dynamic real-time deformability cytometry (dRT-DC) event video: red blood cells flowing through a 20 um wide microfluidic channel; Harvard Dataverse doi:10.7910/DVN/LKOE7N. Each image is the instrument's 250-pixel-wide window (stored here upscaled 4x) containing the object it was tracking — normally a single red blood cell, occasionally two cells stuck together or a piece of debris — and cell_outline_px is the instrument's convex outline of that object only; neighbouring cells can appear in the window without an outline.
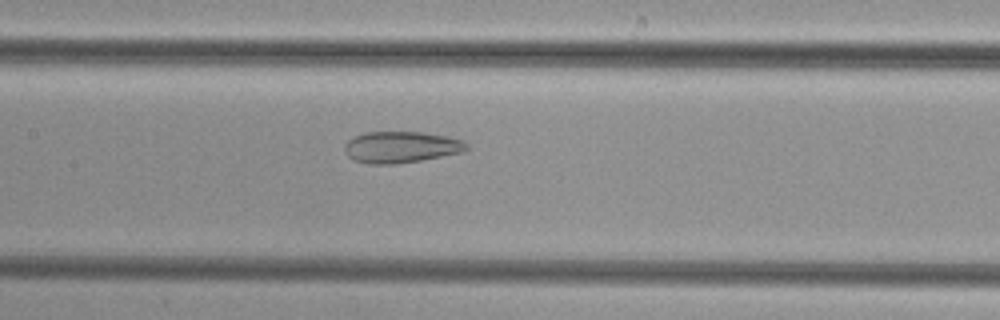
{"species": "common noctule bat (a hibernating species)", "species_latin": "Nyctalus noctula", "temperature_condition": "cold", "stored_images_in_passage": 36, "camera_frame_rate_fps": 3000, "um_per_image_px": 0.085, "animal": {"sex": "female", "body_mass_g": 29.2, "forearm_length_mm": 56.3}, "frame": {"image": 1, "passage_image": 10, "time_ms": 3.0, "image_size_px": [1000, 320], "cell_outline_px": [[468, 148], [460, 152], [420, 160], [396, 164], [368, 164], [352, 160], [344, 152], [344, 144], [348, 140], [356, 136], [368, 132], [424, 132], [448, 136], [464, 140], [468, 144]], "centroid_in_image_um": [34.06, 12.5], "position_along_channel_um": 173.3, "area_um2": 22.37}}
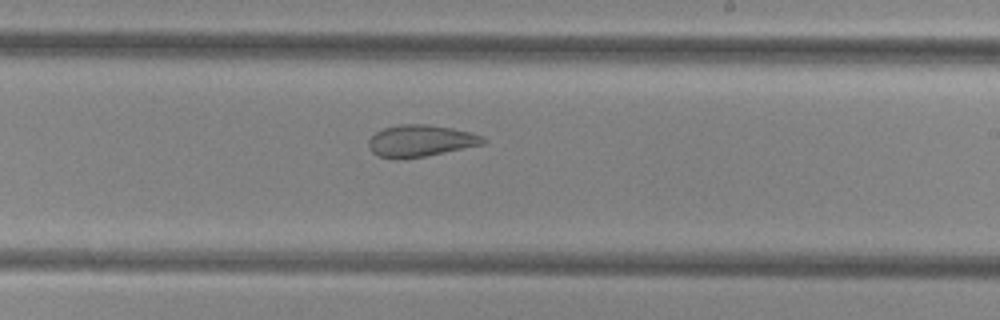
{"frame": {"image": 2, "passage_image": 16, "time_ms": 5.0, "image_size_px": [1000, 320], "cell_outline_px": [[488, 140], [484, 144], [424, 156], [380, 156], [372, 152], [368, 148], [368, 140], [376, 132], [384, 128], [400, 124], [428, 124], [452, 128], [472, 132], [484, 136]], "centroid_in_image_um": [35.81, 11.92], "position_along_channel_um": 253.2, "area_um2": 20.69}}
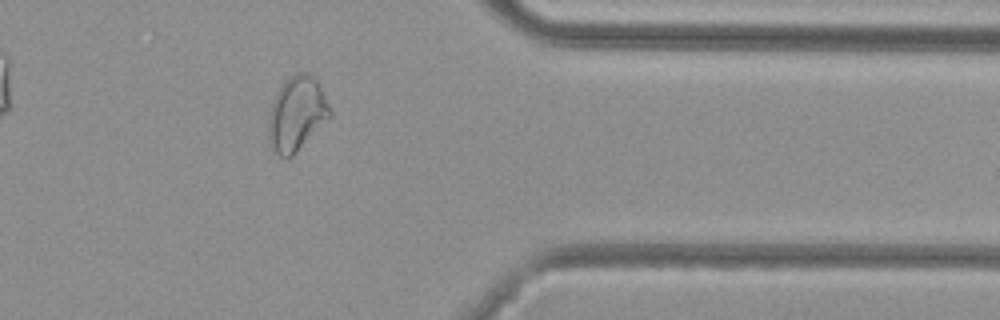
{"frame": {"image": 3, "passage_image": 27, "time_ms": 8.667, "image_size_px": [1000, 320], "cell_outline_px": [[332, 116], [292, 156], [280, 156], [272, 148], [268, 140], [268, 124], [272, 104], [280, 88], [296, 72], [304, 72], [312, 76], [316, 80], [332, 112]], "centroid_in_image_um": [25.23, 9.7], "position_along_channel_um": 386.2, "area_um2": 25.89}}